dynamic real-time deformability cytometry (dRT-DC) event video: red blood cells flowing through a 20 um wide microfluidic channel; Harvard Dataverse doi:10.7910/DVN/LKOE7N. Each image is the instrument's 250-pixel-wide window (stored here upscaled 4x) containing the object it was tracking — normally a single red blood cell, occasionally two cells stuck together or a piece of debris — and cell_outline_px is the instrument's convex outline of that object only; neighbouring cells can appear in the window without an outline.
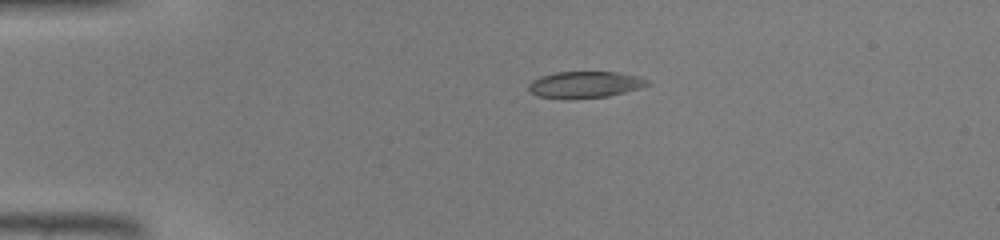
{"species": "common noctule bat (a hibernating species)", "species_latin": "Nyctalus noctula", "temperature_condition": "warm", "stored_images_in_passage": 36, "camera_frame_rate_fps": 3000, "um_per_image_px": 0.085, "animal": {"sex": "male", "body_mass_g": 19.0, "forearm_length_mm": 50.8}, "frame": {"image": 1, "passage_image": 1, "time_ms": 0.0, "image_size_px": [1000, 240], "cell_outline_px": [[648, 84], [640, 88], [608, 96], [568, 100], [536, 96], [528, 92], [528, 84], [532, 80], [540, 76], [556, 72], [616, 72], [636, 76], [648, 80]], "centroid_in_image_um": [49.62, 7.21], "position_along_channel_um": 35.4, "area_um2": 18.55}}
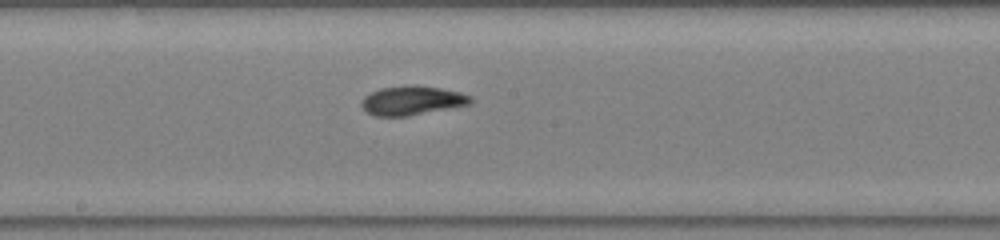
{"frame": {"image": 2, "passage_image": 16, "time_ms": 5.0, "image_size_px": [1000, 240], "cell_outline_px": [[472, 104], [408, 116], [376, 116], [368, 112], [360, 104], [360, 100], [364, 96], [380, 88], [440, 88], [460, 92], [472, 96]], "centroid_in_image_um": [35.04, 8.59], "position_along_channel_um": 213.2, "area_um2": 17.74}}
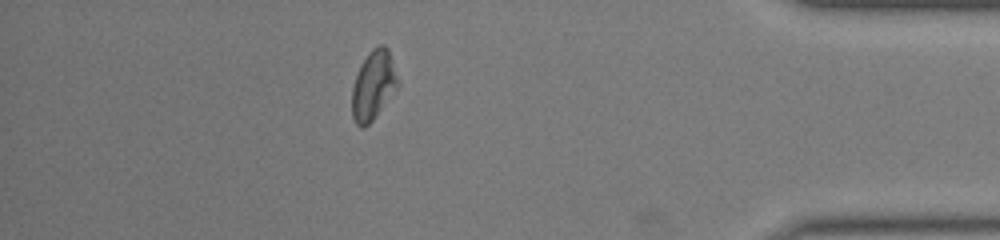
{"frame": {"image": 3, "passage_image": 31, "time_ms": 10.0, "image_size_px": [1000, 240], "cell_outline_px": [[400, 84], [376, 116], [364, 128], [360, 128], [356, 124], [352, 116], [352, 88], [360, 64], [368, 52], [376, 44], [384, 44], [388, 48]], "centroid_in_image_um": [31.73, 7.22], "position_along_channel_um": 403.5, "area_um2": 18.61}}